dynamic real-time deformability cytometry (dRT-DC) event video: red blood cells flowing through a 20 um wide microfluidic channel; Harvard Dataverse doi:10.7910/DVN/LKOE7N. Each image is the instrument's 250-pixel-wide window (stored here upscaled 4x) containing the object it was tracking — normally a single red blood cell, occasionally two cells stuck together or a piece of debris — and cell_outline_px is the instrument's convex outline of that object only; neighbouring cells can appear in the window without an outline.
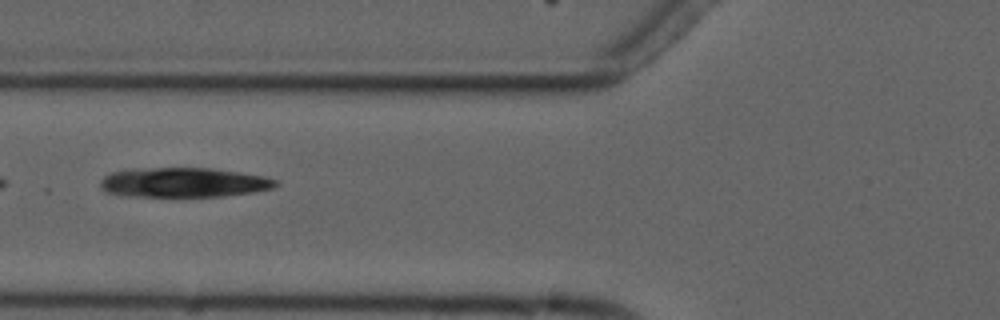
{"species": "common noctule bat (a hibernating species)", "species_latin": "Nyctalus noctula", "temperature_condition": "cold", "stored_images_in_passage": 4, "camera_frame_rate_fps": 3000, "um_per_image_px": 0.085, "animal": {"sex": "male", "forearm_length_mm": 52.5}, "frame": {"image": 1, "passage_image": 2, "time_ms": 1.0, "image_size_px": [1000, 320], "cell_outline_px": [[280, 184], [276, 188], [256, 192], [224, 196], [128, 196], [104, 192], [100, 188], [100, 180], [104, 176], [112, 172], [132, 168], [212, 168], [240, 172], [264, 176], [276, 180]], "centroid_in_image_um": [15.63, 15.51], "position_along_channel_um": 110.2, "area_um2": 30.63}}
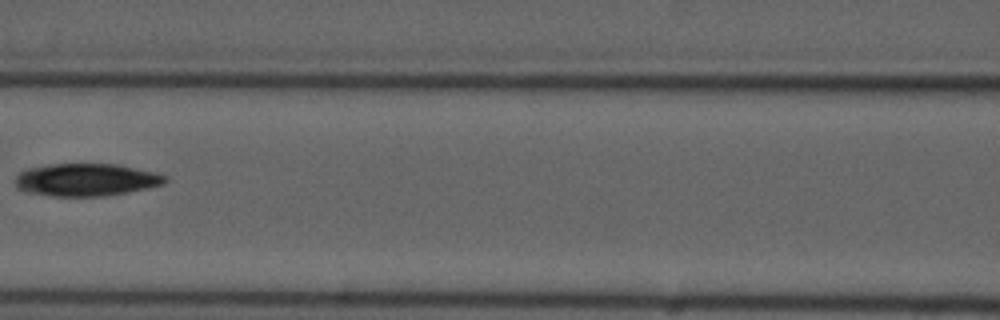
{"frame": {"image": 2, "passage_image": 3, "time_ms": 2.333, "image_size_px": [1000, 320], "cell_outline_px": [[168, 180], [164, 184], [148, 188], [128, 192], [104, 196], [52, 196], [24, 192], [16, 188], [16, 176], [20, 172], [28, 168], [52, 164], [116, 164], [156, 172], [168, 176]], "centroid_in_image_um": [7.34, 15.28], "position_along_channel_um": 159.3, "area_um2": 28.61}}
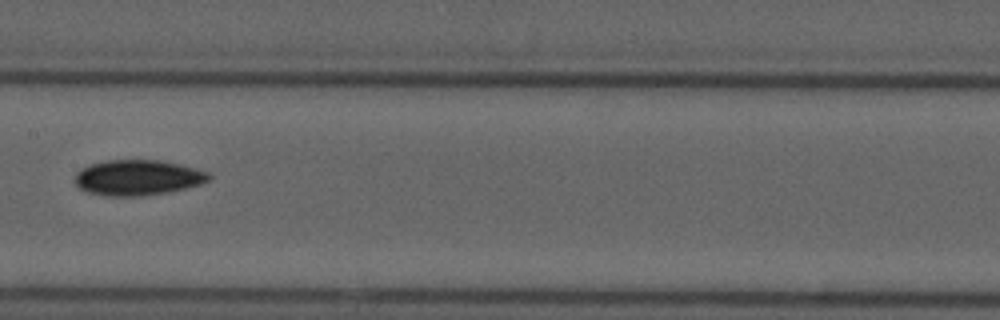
{"frame": {"image": 3, "passage_image": 4, "time_ms": 3.333, "image_size_px": [1000, 320], "cell_outline_px": [[212, 176], [208, 180], [200, 184], [168, 192], [140, 196], [112, 196], [88, 192], [80, 188], [76, 184], [76, 172], [80, 168], [88, 164], [108, 160], [156, 160], [180, 164], [208, 172]], "centroid_in_image_um": [11.69, 15.09], "position_along_channel_um": 195.7, "area_um2": 27.51}}